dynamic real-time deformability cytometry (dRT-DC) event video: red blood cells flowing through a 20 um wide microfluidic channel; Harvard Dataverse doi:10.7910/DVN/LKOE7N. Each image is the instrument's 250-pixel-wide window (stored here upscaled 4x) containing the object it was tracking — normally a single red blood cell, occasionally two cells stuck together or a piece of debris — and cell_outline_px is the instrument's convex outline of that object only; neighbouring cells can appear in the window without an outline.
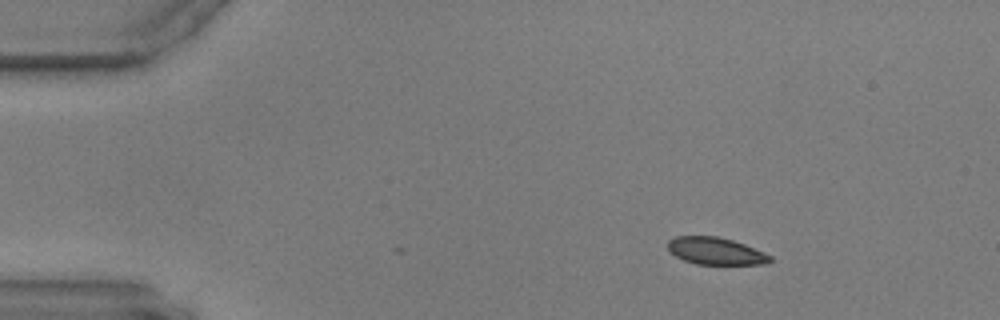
{"species": "common noctule bat (a hibernating species)", "species_latin": "Nyctalus noctula", "temperature_condition": "warm", "stored_images_in_passage": 51, "camera_frame_rate_fps": 3000, "um_per_image_px": 0.085, "animal": {"sex": "male", "body_mass_g": 17.9, "forearm_length_mm": 54.2}, "frame": {"image": 1, "passage_image": 1, "time_ms": 0.0, "image_size_px": [1000, 320], "cell_outline_px": [[772, 260], [768, 264], [696, 264], [684, 260], [676, 256], [668, 248], [668, 240], [676, 236], [716, 236], [732, 240], [744, 244], [764, 252], [772, 256]], "centroid_in_image_um": [60.85, 21.34], "position_along_channel_um": 24.1, "area_um2": 16.13}}
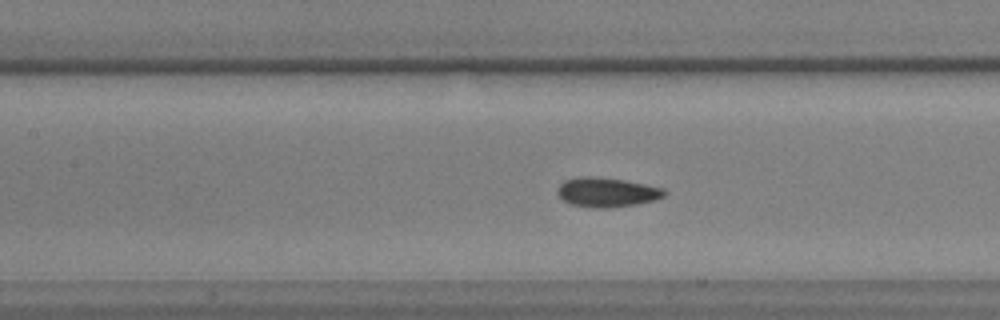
{"frame": {"image": 2, "passage_image": 19, "time_ms": 6.0, "image_size_px": [1000, 320], "cell_outline_px": [[668, 192], [664, 196], [656, 200], [636, 204], [608, 208], [596, 208], [572, 204], [564, 200], [556, 192], [560, 184], [564, 180], [580, 176], [592, 176], [624, 180], [664, 188]], "centroid_in_image_um": [51.6, 16.33], "position_along_channel_um": 155.8, "area_um2": 18.32}}
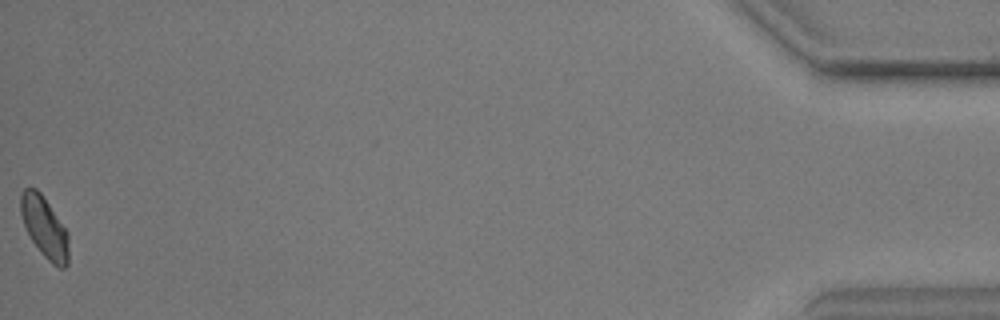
{"frame": {"image": 3, "passage_image": 51, "time_ms": 16.667, "image_size_px": [1000, 320], "cell_outline_px": [[68, 264], [64, 268], [60, 268], [52, 264], [44, 256], [32, 240], [24, 224], [20, 212], [20, 196], [24, 188], [36, 188], [40, 192], [68, 232]], "centroid_in_image_um": [3.79, 19.32], "position_along_channel_um": 431.4, "area_um2": 16.82}}